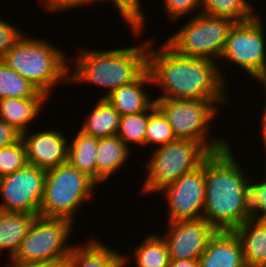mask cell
Instances as JSON below:
<instances>
[{
    "label": "cell",
    "mask_w": 266,
    "mask_h": 267,
    "mask_svg": "<svg viewBox=\"0 0 266 267\" xmlns=\"http://www.w3.org/2000/svg\"><path fill=\"white\" fill-rule=\"evenodd\" d=\"M149 39L147 69L153 86L162 91L154 99H214L218 104L227 103L229 88L226 76L222 75L225 68L222 64L207 58L182 56L165 42L159 45L160 48H154L157 41L152 37Z\"/></svg>",
    "instance_id": "cell-1"
},
{
    "label": "cell",
    "mask_w": 266,
    "mask_h": 267,
    "mask_svg": "<svg viewBox=\"0 0 266 267\" xmlns=\"http://www.w3.org/2000/svg\"><path fill=\"white\" fill-rule=\"evenodd\" d=\"M233 151L230 144L205 159L203 218L217 231H234L251 218L252 174Z\"/></svg>",
    "instance_id": "cell-2"
},
{
    "label": "cell",
    "mask_w": 266,
    "mask_h": 267,
    "mask_svg": "<svg viewBox=\"0 0 266 267\" xmlns=\"http://www.w3.org/2000/svg\"><path fill=\"white\" fill-rule=\"evenodd\" d=\"M136 42L140 45L114 48L110 50H96L79 45L75 56L69 59V84L81 83L89 86H100L105 99L110 93L122 85L135 81L147 69V50L149 39ZM83 47V48H81ZM73 60V61H72ZM72 70V71H71Z\"/></svg>",
    "instance_id": "cell-3"
},
{
    "label": "cell",
    "mask_w": 266,
    "mask_h": 267,
    "mask_svg": "<svg viewBox=\"0 0 266 267\" xmlns=\"http://www.w3.org/2000/svg\"><path fill=\"white\" fill-rule=\"evenodd\" d=\"M51 42L24 32L2 60L49 98L57 85L69 82L70 66L65 50Z\"/></svg>",
    "instance_id": "cell-4"
},
{
    "label": "cell",
    "mask_w": 266,
    "mask_h": 267,
    "mask_svg": "<svg viewBox=\"0 0 266 267\" xmlns=\"http://www.w3.org/2000/svg\"><path fill=\"white\" fill-rule=\"evenodd\" d=\"M155 103L167 117L176 139L198 142L210 153L221 151L231 144L225 136H209L213 127L211 123L220 113V106L214 99L155 98Z\"/></svg>",
    "instance_id": "cell-5"
},
{
    "label": "cell",
    "mask_w": 266,
    "mask_h": 267,
    "mask_svg": "<svg viewBox=\"0 0 266 267\" xmlns=\"http://www.w3.org/2000/svg\"><path fill=\"white\" fill-rule=\"evenodd\" d=\"M95 187L98 184L92 178L68 162L46 170L39 216L66 219L75 224L77 210L83 202L94 199Z\"/></svg>",
    "instance_id": "cell-6"
},
{
    "label": "cell",
    "mask_w": 266,
    "mask_h": 267,
    "mask_svg": "<svg viewBox=\"0 0 266 267\" xmlns=\"http://www.w3.org/2000/svg\"><path fill=\"white\" fill-rule=\"evenodd\" d=\"M75 224L66 219L37 216L19 250L6 267L46 265L65 262L72 247L69 243ZM70 238V239H69Z\"/></svg>",
    "instance_id": "cell-7"
},
{
    "label": "cell",
    "mask_w": 266,
    "mask_h": 267,
    "mask_svg": "<svg viewBox=\"0 0 266 267\" xmlns=\"http://www.w3.org/2000/svg\"><path fill=\"white\" fill-rule=\"evenodd\" d=\"M145 168L146 176L141 193L154 194L199 166L211 154L202 144L191 140L177 139L174 142L150 150Z\"/></svg>",
    "instance_id": "cell-8"
},
{
    "label": "cell",
    "mask_w": 266,
    "mask_h": 267,
    "mask_svg": "<svg viewBox=\"0 0 266 267\" xmlns=\"http://www.w3.org/2000/svg\"><path fill=\"white\" fill-rule=\"evenodd\" d=\"M234 22L227 17L199 13L166 39L177 54L219 62Z\"/></svg>",
    "instance_id": "cell-9"
},
{
    "label": "cell",
    "mask_w": 266,
    "mask_h": 267,
    "mask_svg": "<svg viewBox=\"0 0 266 267\" xmlns=\"http://www.w3.org/2000/svg\"><path fill=\"white\" fill-rule=\"evenodd\" d=\"M260 16L256 14L248 21L233 25L219 63L234 64L259 85L266 86V25Z\"/></svg>",
    "instance_id": "cell-10"
},
{
    "label": "cell",
    "mask_w": 266,
    "mask_h": 267,
    "mask_svg": "<svg viewBox=\"0 0 266 267\" xmlns=\"http://www.w3.org/2000/svg\"><path fill=\"white\" fill-rule=\"evenodd\" d=\"M46 170L31 164L0 178V211L39 216Z\"/></svg>",
    "instance_id": "cell-11"
},
{
    "label": "cell",
    "mask_w": 266,
    "mask_h": 267,
    "mask_svg": "<svg viewBox=\"0 0 266 267\" xmlns=\"http://www.w3.org/2000/svg\"><path fill=\"white\" fill-rule=\"evenodd\" d=\"M159 193L167 201V222L202 218L206 197L205 160L201 166L183 174Z\"/></svg>",
    "instance_id": "cell-12"
},
{
    "label": "cell",
    "mask_w": 266,
    "mask_h": 267,
    "mask_svg": "<svg viewBox=\"0 0 266 267\" xmlns=\"http://www.w3.org/2000/svg\"><path fill=\"white\" fill-rule=\"evenodd\" d=\"M164 238L170 260H198L217 230L203 217L168 222Z\"/></svg>",
    "instance_id": "cell-13"
},
{
    "label": "cell",
    "mask_w": 266,
    "mask_h": 267,
    "mask_svg": "<svg viewBox=\"0 0 266 267\" xmlns=\"http://www.w3.org/2000/svg\"><path fill=\"white\" fill-rule=\"evenodd\" d=\"M29 132V134H28ZM56 129H46L34 133L21 134L25 145L28 164L48 170L64 164L68 160L69 137Z\"/></svg>",
    "instance_id": "cell-14"
},
{
    "label": "cell",
    "mask_w": 266,
    "mask_h": 267,
    "mask_svg": "<svg viewBox=\"0 0 266 267\" xmlns=\"http://www.w3.org/2000/svg\"><path fill=\"white\" fill-rule=\"evenodd\" d=\"M199 267H247L234 231H217L198 259Z\"/></svg>",
    "instance_id": "cell-15"
},
{
    "label": "cell",
    "mask_w": 266,
    "mask_h": 267,
    "mask_svg": "<svg viewBox=\"0 0 266 267\" xmlns=\"http://www.w3.org/2000/svg\"><path fill=\"white\" fill-rule=\"evenodd\" d=\"M147 85L153 86L148 69L135 81L115 89L105 99L121 116L147 111L155 103L146 90L150 87Z\"/></svg>",
    "instance_id": "cell-16"
},
{
    "label": "cell",
    "mask_w": 266,
    "mask_h": 267,
    "mask_svg": "<svg viewBox=\"0 0 266 267\" xmlns=\"http://www.w3.org/2000/svg\"><path fill=\"white\" fill-rule=\"evenodd\" d=\"M90 238L86 244L78 243L72 247L65 261L66 267H119L122 264V252L96 237Z\"/></svg>",
    "instance_id": "cell-17"
},
{
    "label": "cell",
    "mask_w": 266,
    "mask_h": 267,
    "mask_svg": "<svg viewBox=\"0 0 266 267\" xmlns=\"http://www.w3.org/2000/svg\"><path fill=\"white\" fill-rule=\"evenodd\" d=\"M48 99L40 91L34 97L0 99V119L22 134L30 130L28 127L39 117Z\"/></svg>",
    "instance_id": "cell-18"
},
{
    "label": "cell",
    "mask_w": 266,
    "mask_h": 267,
    "mask_svg": "<svg viewBox=\"0 0 266 267\" xmlns=\"http://www.w3.org/2000/svg\"><path fill=\"white\" fill-rule=\"evenodd\" d=\"M134 148L125 145L117 135L99 138L96 158V183L101 185L124 168ZM102 182V183H101Z\"/></svg>",
    "instance_id": "cell-19"
},
{
    "label": "cell",
    "mask_w": 266,
    "mask_h": 267,
    "mask_svg": "<svg viewBox=\"0 0 266 267\" xmlns=\"http://www.w3.org/2000/svg\"><path fill=\"white\" fill-rule=\"evenodd\" d=\"M240 240L247 267L266 265V221L246 220L234 230Z\"/></svg>",
    "instance_id": "cell-20"
},
{
    "label": "cell",
    "mask_w": 266,
    "mask_h": 267,
    "mask_svg": "<svg viewBox=\"0 0 266 267\" xmlns=\"http://www.w3.org/2000/svg\"><path fill=\"white\" fill-rule=\"evenodd\" d=\"M37 215L0 211V253L7 250L9 261L19 250Z\"/></svg>",
    "instance_id": "cell-21"
},
{
    "label": "cell",
    "mask_w": 266,
    "mask_h": 267,
    "mask_svg": "<svg viewBox=\"0 0 266 267\" xmlns=\"http://www.w3.org/2000/svg\"><path fill=\"white\" fill-rule=\"evenodd\" d=\"M133 249V260H130L132 255L123 254L122 263L125 265L128 263H133L132 266L135 265V267H169L170 265L167 244L159 233L151 232L145 236L141 244L134 246Z\"/></svg>",
    "instance_id": "cell-22"
},
{
    "label": "cell",
    "mask_w": 266,
    "mask_h": 267,
    "mask_svg": "<svg viewBox=\"0 0 266 267\" xmlns=\"http://www.w3.org/2000/svg\"><path fill=\"white\" fill-rule=\"evenodd\" d=\"M91 112L84 118L80 131L96 138L117 135L121 115L106 99H97Z\"/></svg>",
    "instance_id": "cell-23"
},
{
    "label": "cell",
    "mask_w": 266,
    "mask_h": 267,
    "mask_svg": "<svg viewBox=\"0 0 266 267\" xmlns=\"http://www.w3.org/2000/svg\"><path fill=\"white\" fill-rule=\"evenodd\" d=\"M76 132V136L74 134V138L69 139L67 162L96 182V152L99 138L86 135L80 130Z\"/></svg>",
    "instance_id": "cell-24"
},
{
    "label": "cell",
    "mask_w": 266,
    "mask_h": 267,
    "mask_svg": "<svg viewBox=\"0 0 266 267\" xmlns=\"http://www.w3.org/2000/svg\"><path fill=\"white\" fill-rule=\"evenodd\" d=\"M200 5L201 13L227 17L234 22L248 21L258 14L249 0H200Z\"/></svg>",
    "instance_id": "cell-25"
},
{
    "label": "cell",
    "mask_w": 266,
    "mask_h": 267,
    "mask_svg": "<svg viewBox=\"0 0 266 267\" xmlns=\"http://www.w3.org/2000/svg\"><path fill=\"white\" fill-rule=\"evenodd\" d=\"M38 92L31 82L0 61V99L34 97Z\"/></svg>",
    "instance_id": "cell-26"
},
{
    "label": "cell",
    "mask_w": 266,
    "mask_h": 267,
    "mask_svg": "<svg viewBox=\"0 0 266 267\" xmlns=\"http://www.w3.org/2000/svg\"><path fill=\"white\" fill-rule=\"evenodd\" d=\"M176 140L167 117L154 103L149 108V122L144 139V148L149 146L157 148Z\"/></svg>",
    "instance_id": "cell-27"
},
{
    "label": "cell",
    "mask_w": 266,
    "mask_h": 267,
    "mask_svg": "<svg viewBox=\"0 0 266 267\" xmlns=\"http://www.w3.org/2000/svg\"><path fill=\"white\" fill-rule=\"evenodd\" d=\"M148 122L149 109L137 114L121 116L117 136L129 148L131 145L135 147L139 145L143 148Z\"/></svg>",
    "instance_id": "cell-28"
},
{
    "label": "cell",
    "mask_w": 266,
    "mask_h": 267,
    "mask_svg": "<svg viewBox=\"0 0 266 267\" xmlns=\"http://www.w3.org/2000/svg\"><path fill=\"white\" fill-rule=\"evenodd\" d=\"M105 1L106 3L108 1L112 2L114 8L117 10L116 13L118 12L120 14L119 16L123 18L127 27L131 29L130 32L132 31L133 37L136 39L135 36H137L141 39L144 34L143 31L146 29L145 21H147L141 4L142 0H99V2Z\"/></svg>",
    "instance_id": "cell-29"
},
{
    "label": "cell",
    "mask_w": 266,
    "mask_h": 267,
    "mask_svg": "<svg viewBox=\"0 0 266 267\" xmlns=\"http://www.w3.org/2000/svg\"><path fill=\"white\" fill-rule=\"evenodd\" d=\"M27 164L25 145L21 139L12 145L0 148V178Z\"/></svg>",
    "instance_id": "cell-30"
},
{
    "label": "cell",
    "mask_w": 266,
    "mask_h": 267,
    "mask_svg": "<svg viewBox=\"0 0 266 267\" xmlns=\"http://www.w3.org/2000/svg\"><path fill=\"white\" fill-rule=\"evenodd\" d=\"M256 178H251V218L266 221V175L261 180Z\"/></svg>",
    "instance_id": "cell-31"
},
{
    "label": "cell",
    "mask_w": 266,
    "mask_h": 267,
    "mask_svg": "<svg viewBox=\"0 0 266 267\" xmlns=\"http://www.w3.org/2000/svg\"><path fill=\"white\" fill-rule=\"evenodd\" d=\"M164 12L168 21L175 22L178 21L181 17L183 18L186 15L194 14L193 16L201 13L200 0H162ZM198 13H197V12Z\"/></svg>",
    "instance_id": "cell-32"
},
{
    "label": "cell",
    "mask_w": 266,
    "mask_h": 267,
    "mask_svg": "<svg viewBox=\"0 0 266 267\" xmlns=\"http://www.w3.org/2000/svg\"><path fill=\"white\" fill-rule=\"evenodd\" d=\"M23 33L21 29L0 18V61Z\"/></svg>",
    "instance_id": "cell-33"
},
{
    "label": "cell",
    "mask_w": 266,
    "mask_h": 267,
    "mask_svg": "<svg viewBox=\"0 0 266 267\" xmlns=\"http://www.w3.org/2000/svg\"><path fill=\"white\" fill-rule=\"evenodd\" d=\"M43 3L46 13H64L67 10H77L78 7H83L92 4H96L99 0H39Z\"/></svg>",
    "instance_id": "cell-34"
},
{
    "label": "cell",
    "mask_w": 266,
    "mask_h": 267,
    "mask_svg": "<svg viewBox=\"0 0 266 267\" xmlns=\"http://www.w3.org/2000/svg\"><path fill=\"white\" fill-rule=\"evenodd\" d=\"M21 139V133L0 119V148L12 145Z\"/></svg>",
    "instance_id": "cell-35"
},
{
    "label": "cell",
    "mask_w": 266,
    "mask_h": 267,
    "mask_svg": "<svg viewBox=\"0 0 266 267\" xmlns=\"http://www.w3.org/2000/svg\"><path fill=\"white\" fill-rule=\"evenodd\" d=\"M262 87H263L264 91H266V86H262ZM265 100H266V98H265ZM263 104L264 105H263V109H262V113H261L262 115L260 114V116H261V122L259 125L260 131H258V132L261 133L260 135H262V139H261L262 141L261 142L263 143V147L265 146L264 149L266 152V101ZM263 154H265V156H266V153H263ZM264 159L266 161V158H264Z\"/></svg>",
    "instance_id": "cell-36"
},
{
    "label": "cell",
    "mask_w": 266,
    "mask_h": 267,
    "mask_svg": "<svg viewBox=\"0 0 266 267\" xmlns=\"http://www.w3.org/2000/svg\"><path fill=\"white\" fill-rule=\"evenodd\" d=\"M169 267H199L198 260H170Z\"/></svg>",
    "instance_id": "cell-37"
},
{
    "label": "cell",
    "mask_w": 266,
    "mask_h": 267,
    "mask_svg": "<svg viewBox=\"0 0 266 267\" xmlns=\"http://www.w3.org/2000/svg\"><path fill=\"white\" fill-rule=\"evenodd\" d=\"M21 267H66V264L65 262H58V263L46 264V265H29V266H21Z\"/></svg>",
    "instance_id": "cell-38"
},
{
    "label": "cell",
    "mask_w": 266,
    "mask_h": 267,
    "mask_svg": "<svg viewBox=\"0 0 266 267\" xmlns=\"http://www.w3.org/2000/svg\"><path fill=\"white\" fill-rule=\"evenodd\" d=\"M127 267V265H125L124 263H122L119 267Z\"/></svg>",
    "instance_id": "cell-39"
}]
</instances>
